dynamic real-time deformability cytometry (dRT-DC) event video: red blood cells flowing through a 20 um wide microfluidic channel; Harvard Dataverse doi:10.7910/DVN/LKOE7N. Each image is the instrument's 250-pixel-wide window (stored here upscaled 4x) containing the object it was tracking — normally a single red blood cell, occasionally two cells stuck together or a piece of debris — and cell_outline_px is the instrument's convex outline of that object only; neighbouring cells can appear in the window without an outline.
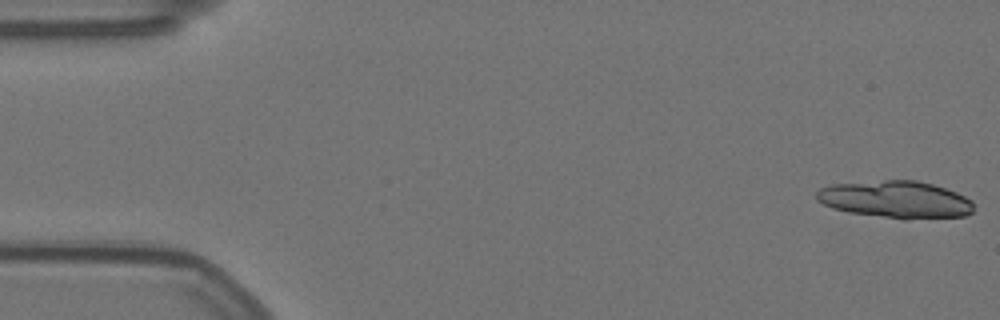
{"species": "Egyptian fruit bat (a non-hibernating species)", "species_latin": "Rousettus aegyptiacus", "temperature_condition": "warm", "stored_images_in_passage": 56, "camera_frame_rate_fps": 3000, "um_per_image_px": 0.085, "animal": {"sex": "female"}, "frame": {"image": 1, "passage_image": 1, "time_ms": 0.0, "image_size_px": [1000, 320], "cell_outline_px": [[972, 212], [964, 216], [908, 220], [904, 220], [848, 212], [832, 208], [816, 200], [816, 192], [820, 188], [832, 184], [884, 180], [916, 180], [932, 184], [956, 192], [972, 200]], "centroid_in_image_um": [76.12, 16.97], "position_along_channel_um": 8.9, "area_um2": 34.28}, "authors_computed_cell_mechanics": {"area_um2": 16.6175, "velocity_mm_per_s": 3.5247, "shape_relaxation_time_tau1_ms": null, "shape_relaxation_time_tau2_ms": 5.002, "deformation_change_tau1": null, "deformation_change_tau2": 0.1111}}